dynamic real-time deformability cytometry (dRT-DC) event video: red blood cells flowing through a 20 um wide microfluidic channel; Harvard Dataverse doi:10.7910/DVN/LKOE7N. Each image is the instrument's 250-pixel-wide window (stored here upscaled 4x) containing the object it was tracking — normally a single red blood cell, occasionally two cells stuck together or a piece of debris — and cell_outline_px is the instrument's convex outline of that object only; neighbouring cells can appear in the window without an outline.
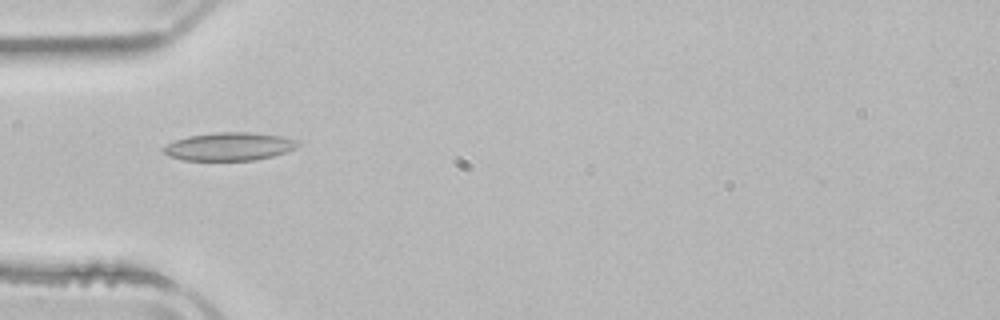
{"species": "common noctule bat (a hibernating species)", "species_latin": "Nyctalus noctula", "temperature_condition": "room temperature", "stored_images_in_passage": 3, "camera_frame_rate_fps": 3000, "um_per_image_px": 0.085, "animal": {"sex": "male", "body_mass_g": 21.5, "forearm_length_mm": 52.0}, "frame": {"image": 1, "passage_image": 2, "time_ms": 2.333, "image_size_px": [1000, 320], "cell_outline_px": [[300, 144], [296, 148], [272, 156], [256, 160], [184, 160], [168, 156], [160, 148], [176, 140], [188, 136], [216, 132], [248, 132], [284, 136], [296, 140]], "centroid_in_image_um": [19.48, 12.45], "position_along_channel_um": 65.5, "area_um2": 21.96}}
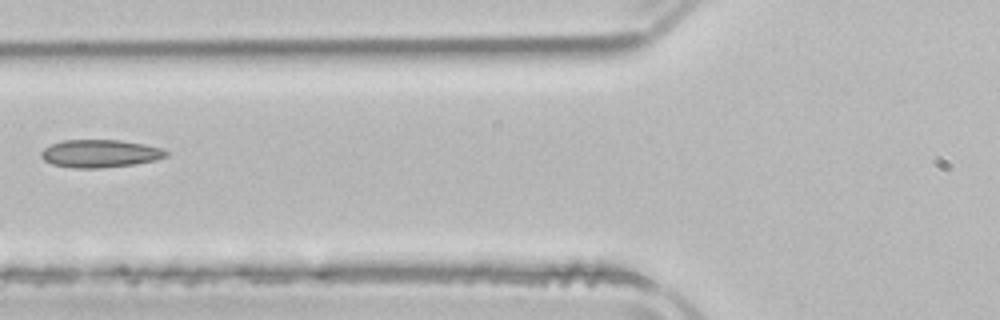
{"frame": {"image": 2, "passage_image": 3, "time_ms": 3.667, "image_size_px": [1000, 320], "cell_outline_px": [[168, 156], [156, 160], [136, 164], [96, 168], [72, 168], [52, 164], [44, 160], [40, 156], [40, 152], [44, 148], [52, 144], [64, 140], [120, 140], [144, 144], [160, 148], [168, 152]], "centroid_in_image_um": [8.49, 13.05], "position_along_channel_um": 117.3, "area_um2": 20.23}}